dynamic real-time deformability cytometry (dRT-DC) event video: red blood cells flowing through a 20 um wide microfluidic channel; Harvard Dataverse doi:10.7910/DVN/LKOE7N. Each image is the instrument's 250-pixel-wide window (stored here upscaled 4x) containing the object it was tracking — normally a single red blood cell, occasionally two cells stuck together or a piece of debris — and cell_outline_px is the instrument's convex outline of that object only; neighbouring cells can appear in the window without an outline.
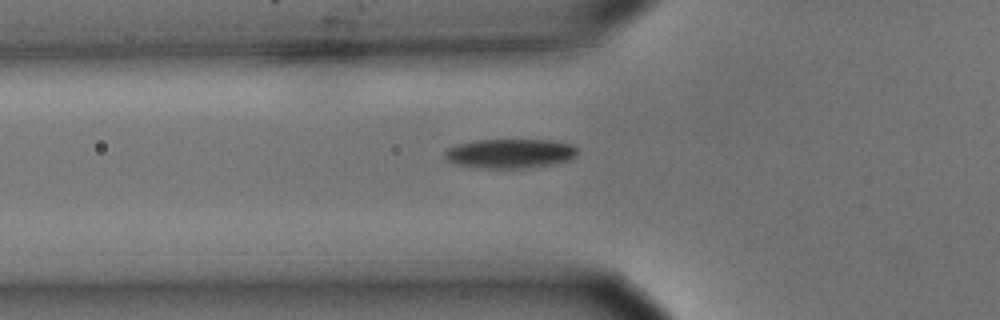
{"species": "common noctule bat (a hibernating species)", "species_latin": "Nyctalus noctula", "temperature_condition": "cold", "stored_images_in_passage": 40, "camera_frame_rate_fps": 3000, "um_per_image_px": 0.085, "animal": {"sex": "male", "body_mass_g": 15.6}, "frame": {"image": 1, "passage_image": 4, "time_ms": 1.0, "image_size_px": [1000, 320], "cell_outline_px": [[576, 156], [568, 160], [548, 164], [520, 168], [488, 168], [456, 164], [448, 160], [444, 156], [444, 152], [448, 148], [456, 144], [476, 140], [548, 140], [572, 144], [576, 148]], "centroid_in_image_um": [43.32, 13.03], "position_along_channel_um": 82.5, "area_um2": 22.31}}
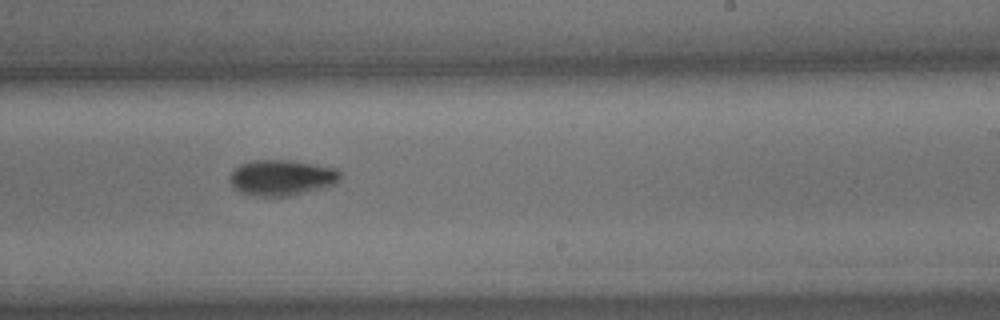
{"frame": {"image": 2, "passage_image": 19, "time_ms": 6.0, "image_size_px": [1000, 320], "cell_outline_px": [[340, 180], [336, 184], [288, 196], [256, 196], [240, 192], [228, 180], [228, 176], [240, 164], [252, 160], [292, 160], [336, 168], [340, 172]], "centroid_in_image_um": [23.94, 15.09], "position_along_channel_um": 265.1, "area_um2": 22.95}}
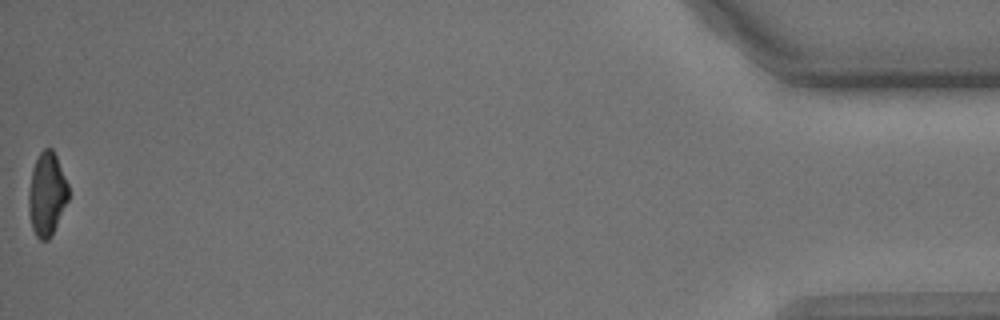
{"frame": {"image": 3, "passage_image": 40, "time_ms": 13.0, "image_size_px": [1000, 320], "cell_outline_px": [[68, 200], [48, 240], [40, 240], [36, 236], [32, 228], [28, 212], [28, 192], [32, 168], [40, 152], [44, 148], [52, 148], [56, 156], [68, 184]], "centroid_in_image_um": [3.96, 16.48], "position_along_channel_um": 431.2, "area_um2": 19.13}, "authors_computed_cell_mechanics": {"area_um2": 21.3571, "velocity_mm_per_s": 3.6339, "shape_relaxation_time_tau1_ms": 2.1557, "shape_relaxation_time_tau2_ms": null, "deformation_change_tau1": 0.1185, "deformation_change_tau2": null}}